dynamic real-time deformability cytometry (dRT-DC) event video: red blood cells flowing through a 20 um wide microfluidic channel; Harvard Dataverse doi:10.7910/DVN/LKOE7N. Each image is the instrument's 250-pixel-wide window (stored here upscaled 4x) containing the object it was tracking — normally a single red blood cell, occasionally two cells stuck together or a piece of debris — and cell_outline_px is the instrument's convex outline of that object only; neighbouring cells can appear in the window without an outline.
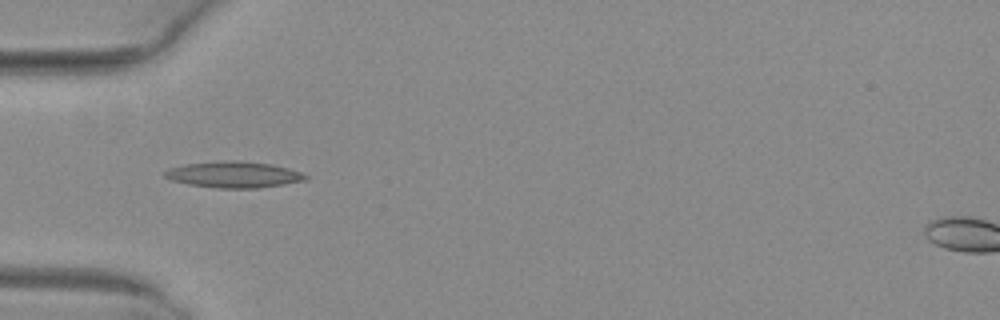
{"species": "common noctule bat (a hibernating species)", "species_latin": "Nyctalus noctula", "temperature_condition": "warm", "stored_images_in_passage": 4, "camera_frame_rate_fps": 3000, "um_per_image_px": 0.085, "animal": {"sex": "female", "body_mass_g": 29.2, "forearm_length_mm": 56.3}, "frame": {"image": 1, "passage_image": 2, "time_ms": 0.333, "image_size_px": [1000, 320], "cell_outline_px": [[308, 180], [284, 184], [256, 188], [216, 188], [188, 184], [172, 180], [164, 176], [164, 172], [168, 168], [184, 164], [228, 160], [236, 160], [272, 164], [288, 168], [300, 172], [308, 176]], "centroid_in_image_um": [19.87, 14.84], "position_along_channel_um": 65.1, "area_um2": 21.5}}
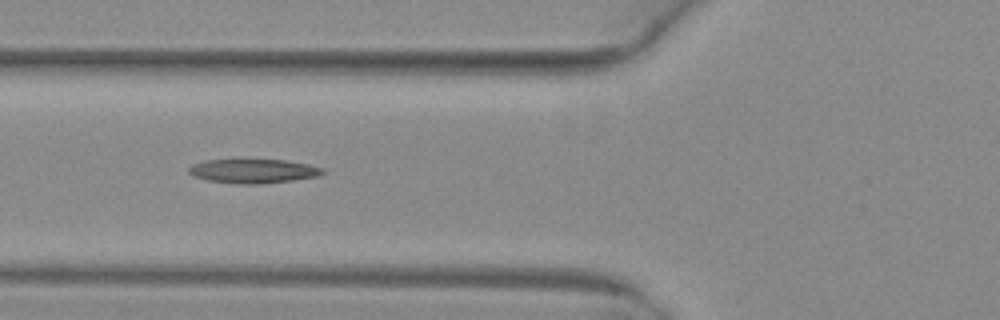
{"frame": {"image": 2, "passage_image": 3, "time_ms": 0.667, "image_size_px": [1000, 320], "cell_outline_px": [[324, 172], [320, 176], [292, 180], [260, 184], [236, 184], [208, 180], [196, 176], [188, 172], [188, 168], [192, 164], [208, 160], [284, 160], [308, 164], [324, 168]], "centroid_in_image_um": [21.56, 14.54], "position_along_channel_um": 104.2, "area_um2": 18.67}}
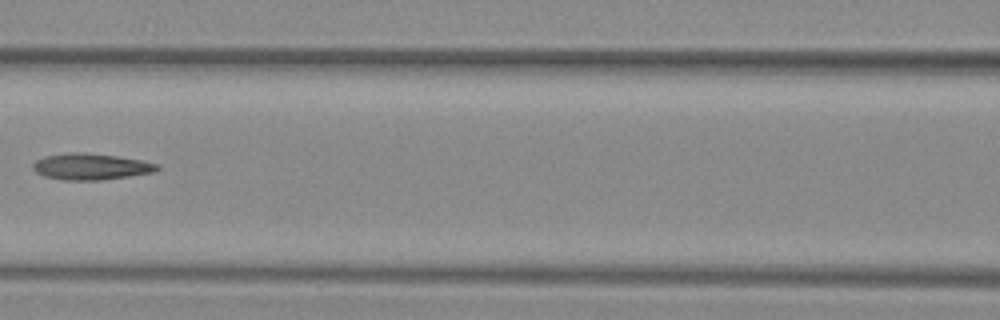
{"frame": {"image": 3, "passage_image": 4, "time_ms": 1.0, "image_size_px": [1000, 320], "cell_outline_px": [[160, 168], [156, 172], [100, 180], [60, 180], [44, 176], [36, 172], [32, 168], [32, 164], [36, 160], [44, 156], [68, 152], [84, 152], [116, 156], [140, 160], [160, 164]], "centroid_in_image_um": [7.71, 14.16], "position_along_channel_um": 158.9, "area_um2": 19.19}}